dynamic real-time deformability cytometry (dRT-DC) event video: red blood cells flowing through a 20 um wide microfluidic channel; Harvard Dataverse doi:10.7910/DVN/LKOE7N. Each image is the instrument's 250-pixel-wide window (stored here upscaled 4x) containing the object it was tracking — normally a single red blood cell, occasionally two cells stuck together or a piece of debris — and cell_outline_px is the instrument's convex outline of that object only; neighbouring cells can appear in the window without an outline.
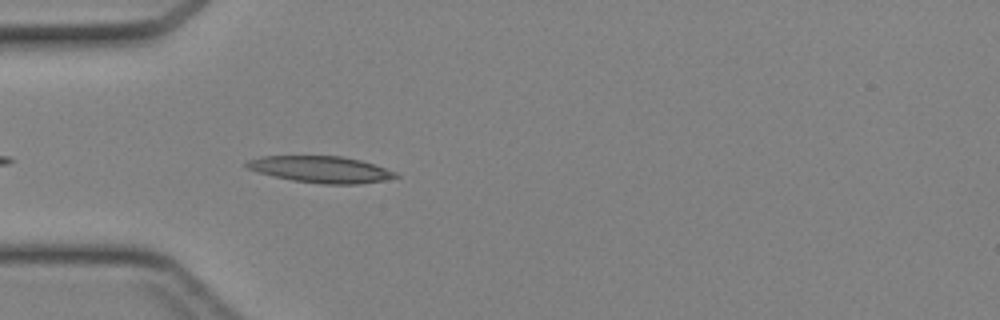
{"species": "Egyptian fruit bat (a non-hibernating species)", "species_latin": "Rousettus aegyptiacus", "temperature_condition": "cold", "stored_images_in_passage": 32, "camera_frame_rate_fps": 3000, "um_per_image_px": 0.085, "animal": {"sex": "female"}, "frame": {"image": 1, "passage_image": 3, "time_ms": 0.667, "image_size_px": [1000, 320], "cell_outline_px": [[400, 176], [384, 180], [360, 184], [324, 184], [292, 180], [260, 172], [248, 168], [244, 164], [248, 160], [264, 156], [340, 156], [360, 160], [396, 172]], "centroid_in_image_um": [27.29, 14.4], "position_along_channel_um": 57.7, "area_um2": 22.66}}
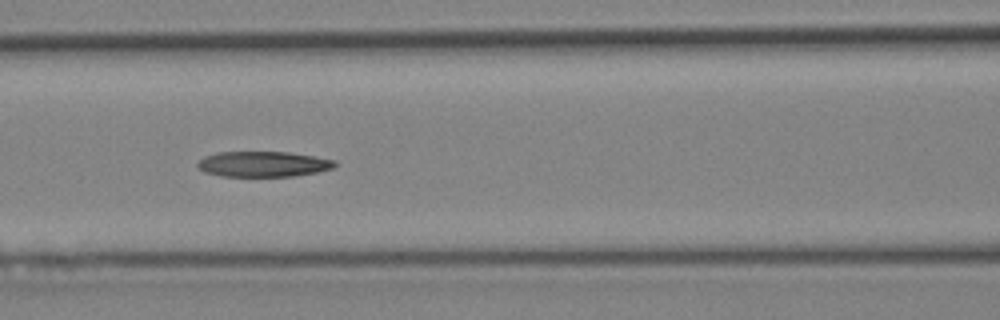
{"frame": {"image": 2, "passage_image": 9, "time_ms": 2.667, "image_size_px": [1000, 320], "cell_outline_px": [[336, 168], [316, 172], [292, 176], [220, 176], [204, 172], [196, 164], [204, 156], [216, 152], [288, 152], [336, 160]], "centroid_in_image_um": [22.37, 13.94], "position_along_channel_um": 144.2, "area_um2": 20.35}}
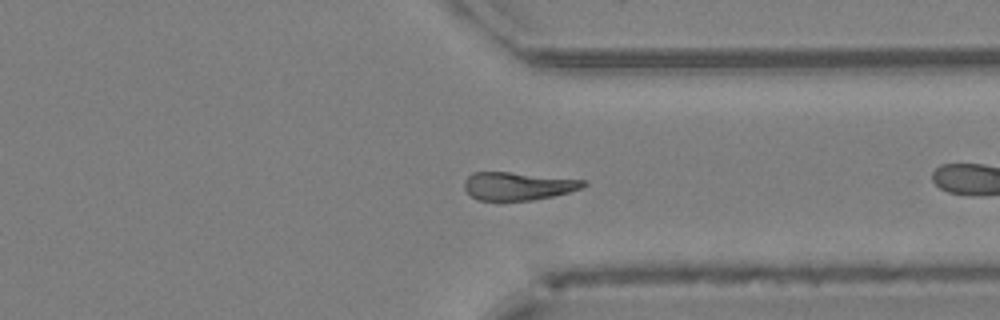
{"frame": {"image": 3, "passage_image": 21, "time_ms": 6.667, "image_size_px": [1000, 320], "cell_outline_px": [[588, 184], [584, 188], [552, 196], [532, 200], [476, 200], [464, 188], [464, 180], [472, 172], [508, 172], [588, 180]], "centroid_in_image_um": [44.05, 15.81], "position_along_channel_um": 367.3, "area_um2": 19.48}}